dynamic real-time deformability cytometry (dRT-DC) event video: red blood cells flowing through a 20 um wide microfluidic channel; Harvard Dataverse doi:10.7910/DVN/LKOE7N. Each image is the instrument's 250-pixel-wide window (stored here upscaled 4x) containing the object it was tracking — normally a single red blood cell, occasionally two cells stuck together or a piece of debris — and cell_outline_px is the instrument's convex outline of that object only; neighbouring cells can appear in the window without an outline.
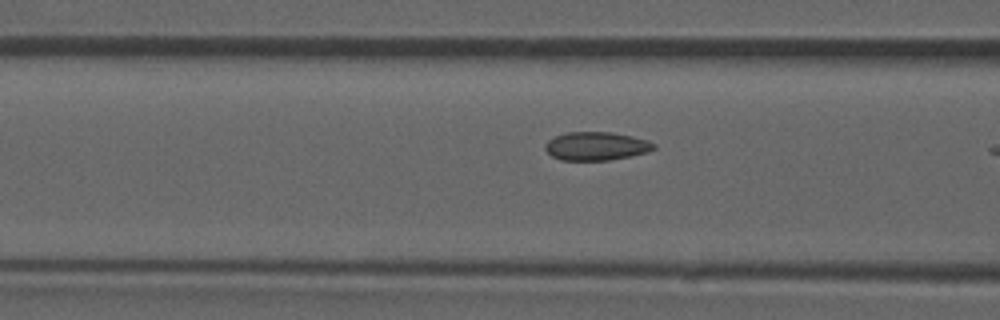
{"species": "common noctule bat (a hibernating species)", "species_latin": "Nyctalus noctula", "temperature_condition": "room temperature", "stored_images_in_passage": 11, "camera_frame_rate_fps": 3000, "um_per_image_px": 0.085, "animal": {"sex": "male", "forearm_length_mm": 52.5}, "frame": {"image": 1, "passage_image": 10, "time_ms": 3.0, "image_size_px": [1000, 320], "cell_outline_px": [[656, 148], [648, 152], [608, 160], [560, 160], [552, 156], [544, 148], [544, 144], [548, 140], [556, 136], [568, 132], [612, 132], [632, 136], [648, 140], [656, 144]], "centroid_in_image_um": [50.68, 12.41], "position_along_channel_um": 115.9, "area_um2": 17.98}}